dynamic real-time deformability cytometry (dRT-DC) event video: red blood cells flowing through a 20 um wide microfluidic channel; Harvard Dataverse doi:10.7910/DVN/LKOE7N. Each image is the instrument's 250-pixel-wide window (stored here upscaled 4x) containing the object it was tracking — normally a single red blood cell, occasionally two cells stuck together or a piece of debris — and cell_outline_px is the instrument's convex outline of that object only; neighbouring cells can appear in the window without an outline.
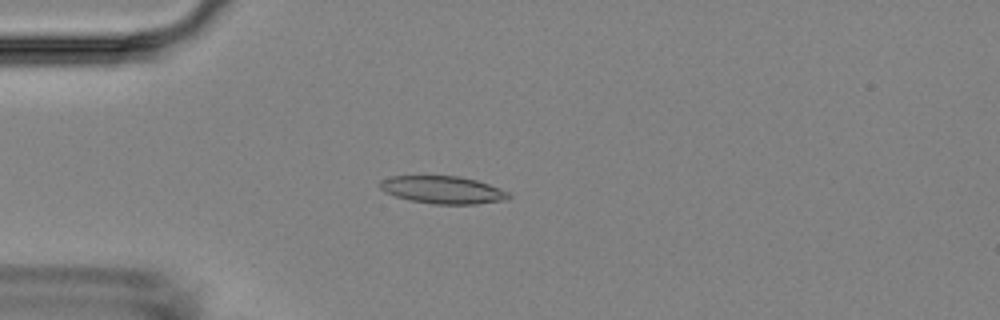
{"species": "Egyptian fruit bat (a non-hibernating species)", "species_latin": "Rousettus aegyptiacus", "temperature_condition": "room temperature", "stored_images_in_passage": 55, "camera_frame_rate_fps": 3000, "um_per_image_px": 0.085, "animal": {"sex": "female"}, "frame": {"image": 1, "passage_image": 15, "time_ms": 4.667, "image_size_px": [1000, 320], "cell_outline_px": [[512, 196], [508, 200], [476, 204], [432, 204], [408, 200], [384, 192], [380, 188], [380, 180], [392, 176], [456, 176], [476, 180], [500, 188], [508, 192]], "centroid_in_image_um": [37.65, 16.15], "position_along_channel_um": 47.4, "area_um2": 20.75}}
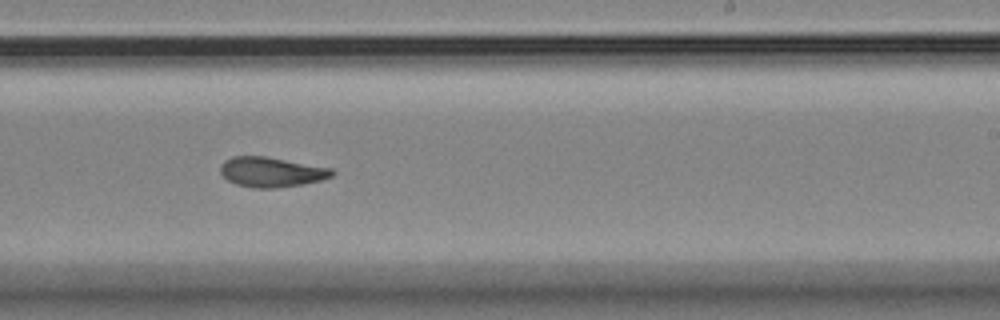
{"frame": {"image": 2, "passage_image": 34, "time_ms": 11.0, "image_size_px": [1000, 320], "cell_outline_px": [[336, 172], [332, 176], [320, 180], [304, 184], [276, 188], [252, 188], [236, 184], [228, 180], [220, 172], [220, 164], [224, 160], [232, 156], [264, 156], [332, 168]], "centroid_in_image_um": [23.05, 14.62], "position_along_channel_um": 265.9, "area_um2": 19.54}}
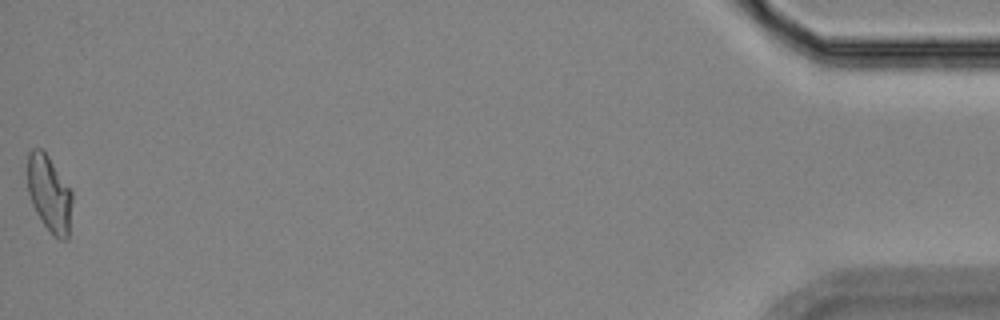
{"frame": {"image": 3, "passage_image": 55, "time_ms": 18.0, "image_size_px": [1000, 320], "cell_outline_px": [[72, 200], [68, 240], [60, 240], [44, 224], [36, 212], [32, 204], [28, 192], [28, 152], [32, 148], [40, 148], [48, 156], [72, 192]], "centroid_in_image_um": [4.19, 16.46], "position_along_channel_um": 431.0, "area_um2": 19.54}, "authors_computed_cell_mechanics": {"area_um2": 19.652, "velocity_mm_per_s": 3.6803, "shape_relaxation_time_tau1_ms": null, "shape_relaxation_time_tau2_ms": 3.1341, "deformation_change_tau1": null, "deformation_change_tau2": 0.1035}}